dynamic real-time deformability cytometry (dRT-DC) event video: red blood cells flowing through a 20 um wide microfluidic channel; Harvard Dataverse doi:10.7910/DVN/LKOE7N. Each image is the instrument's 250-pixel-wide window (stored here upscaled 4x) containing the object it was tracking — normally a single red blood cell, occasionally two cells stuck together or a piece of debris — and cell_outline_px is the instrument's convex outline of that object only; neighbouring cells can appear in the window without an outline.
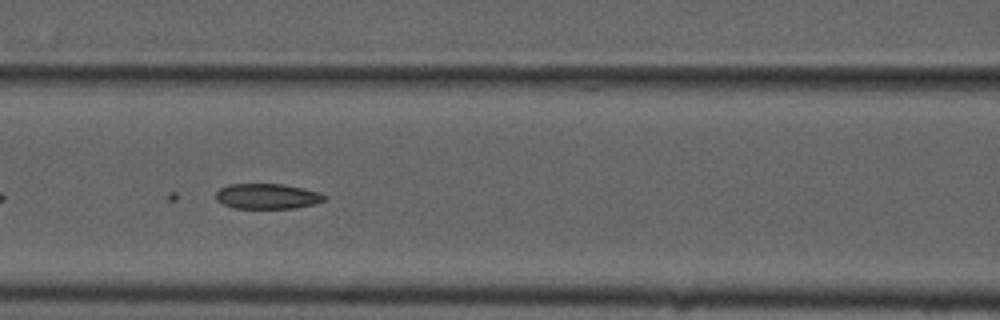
{"species": "common noctule bat (a hibernating species)", "species_latin": "Nyctalus noctula", "temperature_condition": "cold", "stored_images_in_passage": 41, "camera_frame_rate_fps": 3000, "um_per_image_px": 0.085, "animal": {"sex": "male", "forearm_length_mm": 52.5}, "frame": {"image": 1, "passage_image": 10, "time_ms": 3.0, "image_size_px": [1000, 320], "cell_outline_px": [[328, 196], [324, 200], [312, 204], [292, 208], [236, 208], [224, 204], [216, 200], [216, 192], [220, 188], [228, 184], [284, 184], [320, 192]], "centroid_in_image_um": [22.71, 16.67], "position_along_channel_um": 143.9, "area_um2": 15.9}}
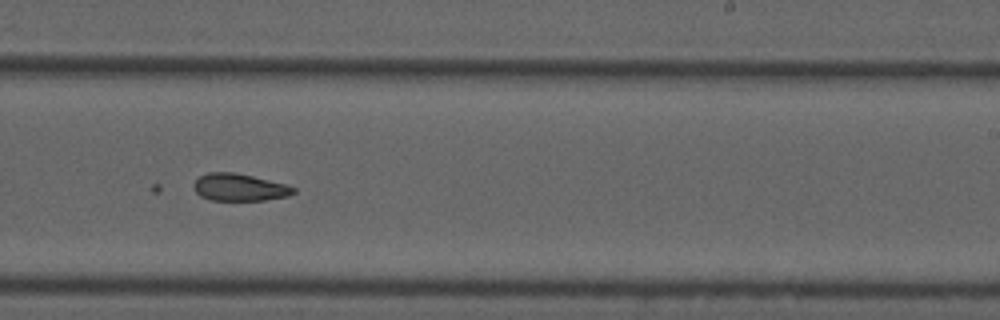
{"frame": {"image": 2, "passage_image": 20, "time_ms": 6.333, "image_size_px": [1000, 320], "cell_outline_px": [[296, 192], [288, 196], [264, 200], [208, 200], [200, 196], [196, 192], [192, 184], [200, 176], [208, 172], [236, 172], [284, 184], [296, 188]], "centroid_in_image_um": [20.32, 15.92], "position_along_channel_um": 268.7, "area_um2": 15.84}}